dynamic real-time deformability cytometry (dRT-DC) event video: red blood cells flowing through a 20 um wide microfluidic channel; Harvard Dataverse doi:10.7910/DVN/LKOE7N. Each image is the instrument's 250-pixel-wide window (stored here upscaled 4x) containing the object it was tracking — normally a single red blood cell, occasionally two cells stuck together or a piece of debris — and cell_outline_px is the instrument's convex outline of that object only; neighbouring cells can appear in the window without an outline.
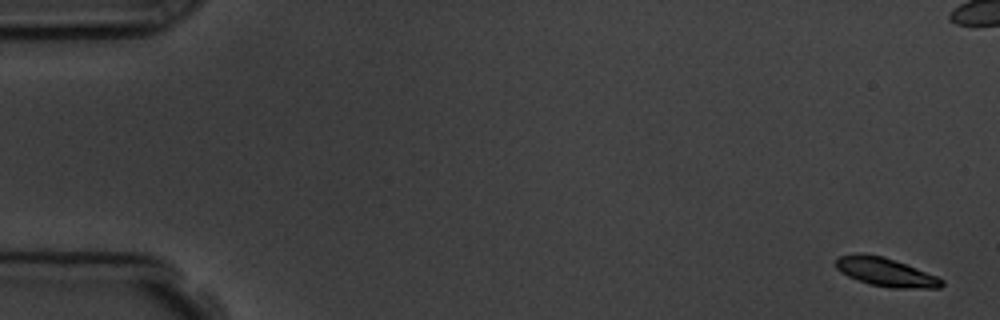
{"species": "common noctule bat (a hibernating species)", "species_latin": "Nyctalus noctula", "temperature_condition": "room temperature", "stored_images_in_passage": 7, "camera_frame_rate_fps": 3000, "um_per_image_px": 0.085, "animal": {"sex": "male", "body_mass_g": 19.5, "forearm_length_mm": 54.6}, "frame": {"image": 1, "passage_image": 1, "time_ms": 0.0, "image_size_px": [1000, 320], "cell_outline_px": [[944, 284], [940, 288], [892, 288], [868, 284], [848, 276], [840, 272], [836, 268], [836, 260], [840, 256], [860, 252], [884, 256], [936, 276], [944, 280]], "centroid_in_image_um": [75.26, 23.12], "position_along_channel_um": 9.7, "area_um2": 17.63}}